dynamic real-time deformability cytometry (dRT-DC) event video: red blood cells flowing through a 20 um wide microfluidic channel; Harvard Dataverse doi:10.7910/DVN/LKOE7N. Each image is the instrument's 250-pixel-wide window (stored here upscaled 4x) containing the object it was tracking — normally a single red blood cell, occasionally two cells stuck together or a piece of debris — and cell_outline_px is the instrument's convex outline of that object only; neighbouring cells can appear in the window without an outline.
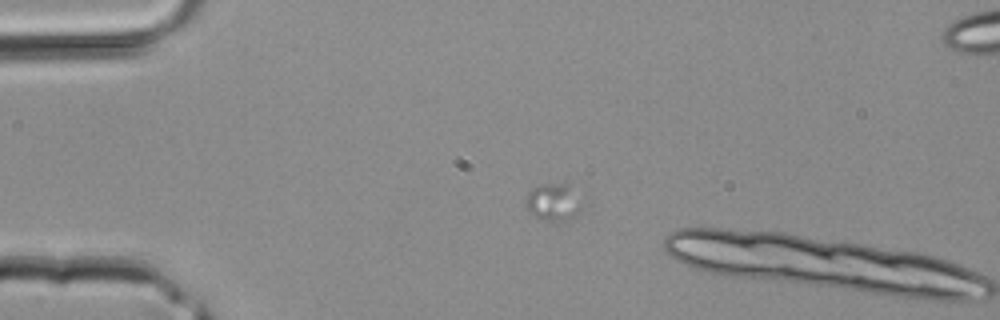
{"species": "common noctule bat (a hibernating species)", "species_latin": "Nyctalus noctula", "temperature_condition": "room temperature", "stored_images_in_passage": 6, "camera_frame_rate_fps": 3000, "um_per_image_px": 0.085, "animal": {"sex": "male", "body_mass_g": 20.4}, "frame": {"image": 1, "passage_image": 5, "time_ms": 1.333, "image_size_px": [1000, 320], "cell_outline_px": [[588, 200], [584, 208], [568, 216], [556, 220], [544, 220], [528, 212], [524, 208], [524, 204], [528, 192], [532, 188], [540, 184], [568, 180]], "centroid_in_image_um": [47.13, 17.05], "position_along_channel_um": 37.9, "area_um2": 13.18}}